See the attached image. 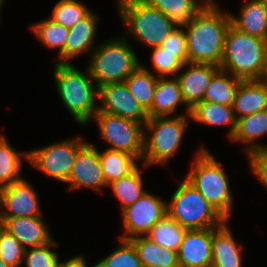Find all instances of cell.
Here are the masks:
<instances>
[{"label":"cell","instance_id":"obj_1","mask_svg":"<svg viewBox=\"0 0 267 267\" xmlns=\"http://www.w3.org/2000/svg\"><path fill=\"white\" fill-rule=\"evenodd\" d=\"M209 0L194 16L185 30L188 62L220 66L223 59L226 32L231 25L230 13Z\"/></svg>","mask_w":267,"mask_h":267},{"label":"cell","instance_id":"obj_2","mask_svg":"<svg viewBox=\"0 0 267 267\" xmlns=\"http://www.w3.org/2000/svg\"><path fill=\"white\" fill-rule=\"evenodd\" d=\"M54 66L53 78L62 104L76 123L88 125L98 112L96 98L99 96V87L88 68L83 73L71 63H56Z\"/></svg>","mask_w":267,"mask_h":267},{"label":"cell","instance_id":"obj_3","mask_svg":"<svg viewBox=\"0 0 267 267\" xmlns=\"http://www.w3.org/2000/svg\"><path fill=\"white\" fill-rule=\"evenodd\" d=\"M267 61V41L244 33L232 24L224 44L220 69L242 80H261Z\"/></svg>","mask_w":267,"mask_h":267},{"label":"cell","instance_id":"obj_4","mask_svg":"<svg viewBox=\"0 0 267 267\" xmlns=\"http://www.w3.org/2000/svg\"><path fill=\"white\" fill-rule=\"evenodd\" d=\"M195 153L191 168L184 178L208 201L226 220H231L233 196L225 168L216 161L208 149L201 146Z\"/></svg>","mask_w":267,"mask_h":267},{"label":"cell","instance_id":"obj_5","mask_svg":"<svg viewBox=\"0 0 267 267\" xmlns=\"http://www.w3.org/2000/svg\"><path fill=\"white\" fill-rule=\"evenodd\" d=\"M127 40L125 35L108 39L96 45L91 53L87 68L98 87L106 83L125 82L141 64Z\"/></svg>","mask_w":267,"mask_h":267},{"label":"cell","instance_id":"obj_6","mask_svg":"<svg viewBox=\"0 0 267 267\" xmlns=\"http://www.w3.org/2000/svg\"><path fill=\"white\" fill-rule=\"evenodd\" d=\"M190 115L149 118L144 125V153L142 164H166L180 149ZM147 132V133H146Z\"/></svg>","mask_w":267,"mask_h":267},{"label":"cell","instance_id":"obj_7","mask_svg":"<svg viewBox=\"0 0 267 267\" xmlns=\"http://www.w3.org/2000/svg\"><path fill=\"white\" fill-rule=\"evenodd\" d=\"M117 4L125 31L145 46H160L174 29L164 13L144 0H117Z\"/></svg>","mask_w":267,"mask_h":267},{"label":"cell","instance_id":"obj_8","mask_svg":"<svg viewBox=\"0 0 267 267\" xmlns=\"http://www.w3.org/2000/svg\"><path fill=\"white\" fill-rule=\"evenodd\" d=\"M167 203V214L187 230L221 226L226 219L185 178Z\"/></svg>","mask_w":267,"mask_h":267},{"label":"cell","instance_id":"obj_9","mask_svg":"<svg viewBox=\"0 0 267 267\" xmlns=\"http://www.w3.org/2000/svg\"><path fill=\"white\" fill-rule=\"evenodd\" d=\"M95 119L100 137L109 146L107 149L126 152L142 162L144 153V125L103 112H97Z\"/></svg>","mask_w":267,"mask_h":267},{"label":"cell","instance_id":"obj_10","mask_svg":"<svg viewBox=\"0 0 267 267\" xmlns=\"http://www.w3.org/2000/svg\"><path fill=\"white\" fill-rule=\"evenodd\" d=\"M77 136L39 149L29 150L28 162L37 170L67 183L75 163L78 151L87 143Z\"/></svg>","mask_w":267,"mask_h":267},{"label":"cell","instance_id":"obj_11","mask_svg":"<svg viewBox=\"0 0 267 267\" xmlns=\"http://www.w3.org/2000/svg\"><path fill=\"white\" fill-rule=\"evenodd\" d=\"M124 234L119 238L130 240L147 236L153 226L167 215V202L146 191L135 203L121 211Z\"/></svg>","mask_w":267,"mask_h":267},{"label":"cell","instance_id":"obj_12","mask_svg":"<svg viewBox=\"0 0 267 267\" xmlns=\"http://www.w3.org/2000/svg\"><path fill=\"white\" fill-rule=\"evenodd\" d=\"M98 112H103L137 123L146 124L148 113L142 108L136 98L130 93L125 82L106 83L99 87Z\"/></svg>","mask_w":267,"mask_h":267},{"label":"cell","instance_id":"obj_13","mask_svg":"<svg viewBox=\"0 0 267 267\" xmlns=\"http://www.w3.org/2000/svg\"><path fill=\"white\" fill-rule=\"evenodd\" d=\"M67 183H69L70 190L90 188L100 192L107 187L98 150L90 142L78 151Z\"/></svg>","mask_w":267,"mask_h":267},{"label":"cell","instance_id":"obj_14","mask_svg":"<svg viewBox=\"0 0 267 267\" xmlns=\"http://www.w3.org/2000/svg\"><path fill=\"white\" fill-rule=\"evenodd\" d=\"M35 188L25 179L2 188L0 218L41 216Z\"/></svg>","mask_w":267,"mask_h":267},{"label":"cell","instance_id":"obj_15","mask_svg":"<svg viewBox=\"0 0 267 267\" xmlns=\"http://www.w3.org/2000/svg\"><path fill=\"white\" fill-rule=\"evenodd\" d=\"M212 239L213 228L186 230L177 252L179 266H211Z\"/></svg>","mask_w":267,"mask_h":267},{"label":"cell","instance_id":"obj_16","mask_svg":"<svg viewBox=\"0 0 267 267\" xmlns=\"http://www.w3.org/2000/svg\"><path fill=\"white\" fill-rule=\"evenodd\" d=\"M184 67L187 69L179 72L175 77L178 80L183 100L191 109L195 104L203 101L207 86L220 67L209 63L191 62L185 63Z\"/></svg>","mask_w":267,"mask_h":267},{"label":"cell","instance_id":"obj_17","mask_svg":"<svg viewBox=\"0 0 267 267\" xmlns=\"http://www.w3.org/2000/svg\"><path fill=\"white\" fill-rule=\"evenodd\" d=\"M99 15L91 11L85 18L77 22L69 29L68 38L64 50L57 56L56 63H70L76 57L93 52L96 39L97 25L100 22ZM93 46V47H92Z\"/></svg>","mask_w":267,"mask_h":267},{"label":"cell","instance_id":"obj_18","mask_svg":"<svg viewBox=\"0 0 267 267\" xmlns=\"http://www.w3.org/2000/svg\"><path fill=\"white\" fill-rule=\"evenodd\" d=\"M43 219L42 216L0 218V225L28 249L45 245L53 240Z\"/></svg>","mask_w":267,"mask_h":267},{"label":"cell","instance_id":"obj_19","mask_svg":"<svg viewBox=\"0 0 267 267\" xmlns=\"http://www.w3.org/2000/svg\"><path fill=\"white\" fill-rule=\"evenodd\" d=\"M267 134V109L237 119L236 130L230 140L245 144L246 156L267 151V145L258 139ZM257 141V142H256Z\"/></svg>","mask_w":267,"mask_h":267},{"label":"cell","instance_id":"obj_20","mask_svg":"<svg viewBox=\"0 0 267 267\" xmlns=\"http://www.w3.org/2000/svg\"><path fill=\"white\" fill-rule=\"evenodd\" d=\"M179 104L184 105L186 115H190V108L183 100L177 78L158 77L149 118L172 116Z\"/></svg>","mask_w":267,"mask_h":267},{"label":"cell","instance_id":"obj_21","mask_svg":"<svg viewBox=\"0 0 267 267\" xmlns=\"http://www.w3.org/2000/svg\"><path fill=\"white\" fill-rule=\"evenodd\" d=\"M232 109L236 120L267 109V84L262 80H242Z\"/></svg>","mask_w":267,"mask_h":267},{"label":"cell","instance_id":"obj_22","mask_svg":"<svg viewBox=\"0 0 267 267\" xmlns=\"http://www.w3.org/2000/svg\"><path fill=\"white\" fill-rule=\"evenodd\" d=\"M226 220L213 228L212 263L213 267H242V245H237Z\"/></svg>","mask_w":267,"mask_h":267},{"label":"cell","instance_id":"obj_23","mask_svg":"<svg viewBox=\"0 0 267 267\" xmlns=\"http://www.w3.org/2000/svg\"><path fill=\"white\" fill-rule=\"evenodd\" d=\"M240 15L231 16L238 30L267 41V7L260 0H249L240 8Z\"/></svg>","mask_w":267,"mask_h":267},{"label":"cell","instance_id":"obj_24","mask_svg":"<svg viewBox=\"0 0 267 267\" xmlns=\"http://www.w3.org/2000/svg\"><path fill=\"white\" fill-rule=\"evenodd\" d=\"M153 8L164 13L173 24L174 29L186 30L194 16L209 0H144Z\"/></svg>","mask_w":267,"mask_h":267},{"label":"cell","instance_id":"obj_25","mask_svg":"<svg viewBox=\"0 0 267 267\" xmlns=\"http://www.w3.org/2000/svg\"><path fill=\"white\" fill-rule=\"evenodd\" d=\"M190 119L193 122L209 126H229V139L236 130V118L232 106H226L214 102L202 101L190 109Z\"/></svg>","mask_w":267,"mask_h":267},{"label":"cell","instance_id":"obj_26","mask_svg":"<svg viewBox=\"0 0 267 267\" xmlns=\"http://www.w3.org/2000/svg\"><path fill=\"white\" fill-rule=\"evenodd\" d=\"M143 267H180L177 251L162 247L147 236L131 238Z\"/></svg>","mask_w":267,"mask_h":267},{"label":"cell","instance_id":"obj_27","mask_svg":"<svg viewBox=\"0 0 267 267\" xmlns=\"http://www.w3.org/2000/svg\"><path fill=\"white\" fill-rule=\"evenodd\" d=\"M158 77L145 65H139L126 79L130 93L148 113L153 104V97Z\"/></svg>","mask_w":267,"mask_h":267},{"label":"cell","instance_id":"obj_28","mask_svg":"<svg viewBox=\"0 0 267 267\" xmlns=\"http://www.w3.org/2000/svg\"><path fill=\"white\" fill-rule=\"evenodd\" d=\"M101 168L107 186L131 173L139 162L133 155L126 152L105 149L98 151Z\"/></svg>","mask_w":267,"mask_h":267},{"label":"cell","instance_id":"obj_29","mask_svg":"<svg viewBox=\"0 0 267 267\" xmlns=\"http://www.w3.org/2000/svg\"><path fill=\"white\" fill-rule=\"evenodd\" d=\"M25 158L29 160V152H17L5 136H0V186L2 188L23 179L20 175H22V160Z\"/></svg>","mask_w":267,"mask_h":267},{"label":"cell","instance_id":"obj_30","mask_svg":"<svg viewBox=\"0 0 267 267\" xmlns=\"http://www.w3.org/2000/svg\"><path fill=\"white\" fill-rule=\"evenodd\" d=\"M242 79L219 69L207 86L203 101L232 106L237 88Z\"/></svg>","mask_w":267,"mask_h":267},{"label":"cell","instance_id":"obj_31","mask_svg":"<svg viewBox=\"0 0 267 267\" xmlns=\"http://www.w3.org/2000/svg\"><path fill=\"white\" fill-rule=\"evenodd\" d=\"M142 172L137 166L131 173L108 185L120 201L121 211L135 203L144 193Z\"/></svg>","mask_w":267,"mask_h":267},{"label":"cell","instance_id":"obj_32","mask_svg":"<svg viewBox=\"0 0 267 267\" xmlns=\"http://www.w3.org/2000/svg\"><path fill=\"white\" fill-rule=\"evenodd\" d=\"M186 230L167 214L153 226L147 237L162 247L178 252Z\"/></svg>","mask_w":267,"mask_h":267},{"label":"cell","instance_id":"obj_33","mask_svg":"<svg viewBox=\"0 0 267 267\" xmlns=\"http://www.w3.org/2000/svg\"><path fill=\"white\" fill-rule=\"evenodd\" d=\"M34 35L46 48L58 49L59 55L65 48L69 29L55 22L50 17L40 20L31 26Z\"/></svg>","mask_w":267,"mask_h":267},{"label":"cell","instance_id":"obj_34","mask_svg":"<svg viewBox=\"0 0 267 267\" xmlns=\"http://www.w3.org/2000/svg\"><path fill=\"white\" fill-rule=\"evenodd\" d=\"M95 267H143L138 252L130 240L119 238V247L99 260Z\"/></svg>","mask_w":267,"mask_h":267},{"label":"cell","instance_id":"obj_35","mask_svg":"<svg viewBox=\"0 0 267 267\" xmlns=\"http://www.w3.org/2000/svg\"><path fill=\"white\" fill-rule=\"evenodd\" d=\"M84 4L78 0H59L53 7L50 18L70 29L91 12Z\"/></svg>","mask_w":267,"mask_h":267},{"label":"cell","instance_id":"obj_36","mask_svg":"<svg viewBox=\"0 0 267 267\" xmlns=\"http://www.w3.org/2000/svg\"><path fill=\"white\" fill-rule=\"evenodd\" d=\"M151 62L153 71L157 77H175L184 68V62L178 57V52L166 51L157 46L152 47Z\"/></svg>","mask_w":267,"mask_h":267},{"label":"cell","instance_id":"obj_37","mask_svg":"<svg viewBox=\"0 0 267 267\" xmlns=\"http://www.w3.org/2000/svg\"><path fill=\"white\" fill-rule=\"evenodd\" d=\"M58 246V244L52 240L51 242L38 247L25 249L24 252V267H58L59 265V253L54 252L51 248Z\"/></svg>","mask_w":267,"mask_h":267},{"label":"cell","instance_id":"obj_38","mask_svg":"<svg viewBox=\"0 0 267 267\" xmlns=\"http://www.w3.org/2000/svg\"><path fill=\"white\" fill-rule=\"evenodd\" d=\"M25 248L20 241L0 225V257L10 267H20Z\"/></svg>","mask_w":267,"mask_h":267},{"label":"cell","instance_id":"obj_39","mask_svg":"<svg viewBox=\"0 0 267 267\" xmlns=\"http://www.w3.org/2000/svg\"><path fill=\"white\" fill-rule=\"evenodd\" d=\"M160 47L166 49V51L178 52V57L184 63L188 62L187 37L185 30L173 29Z\"/></svg>","mask_w":267,"mask_h":267},{"label":"cell","instance_id":"obj_40","mask_svg":"<svg viewBox=\"0 0 267 267\" xmlns=\"http://www.w3.org/2000/svg\"><path fill=\"white\" fill-rule=\"evenodd\" d=\"M247 157L252 174L267 188V151L253 153Z\"/></svg>","mask_w":267,"mask_h":267},{"label":"cell","instance_id":"obj_41","mask_svg":"<svg viewBox=\"0 0 267 267\" xmlns=\"http://www.w3.org/2000/svg\"><path fill=\"white\" fill-rule=\"evenodd\" d=\"M58 267H88V265L82 255H77L64 262H59ZM91 267H95V265Z\"/></svg>","mask_w":267,"mask_h":267},{"label":"cell","instance_id":"obj_42","mask_svg":"<svg viewBox=\"0 0 267 267\" xmlns=\"http://www.w3.org/2000/svg\"><path fill=\"white\" fill-rule=\"evenodd\" d=\"M261 80L267 84V61H266V67H265V71H264V75L263 77L261 78Z\"/></svg>","mask_w":267,"mask_h":267},{"label":"cell","instance_id":"obj_43","mask_svg":"<svg viewBox=\"0 0 267 267\" xmlns=\"http://www.w3.org/2000/svg\"><path fill=\"white\" fill-rule=\"evenodd\" d=\"M0 267H10V266L7 265L0 257Z\"/></svg>","mask_w":267,"mask_h":267},{"label":"cell","instance_id":"obj_44","mask_svg":"<svg viewBox=\"0 0 267 267\" xmlns=\"http://www.w3.org/2000/svg\"><path fill=\"white\" fill-rule=\"evenodd\" d=\"M1 203H2V187L0 186V216H1Z\"/></svg>","mask_w":267,"mask_h":267},{"label":"cell","instance_id":"obj_45","mask_svg":"<svg viewBox=\"0 0 267 267\" xmlns=\"http://www.w3.org/2000/svg\"><path fill=\"white\" fill-rule=\"evenodd\" d=\"M5 2H6V0H0V11L2 10L1 8H3V4H5Z\"/></svg>","mask_w":267,"mask_h":267},{"label":"cell","instance_id":"obj_46","mask_svg":"<svg viewBox=\"0 0 267 267\" xmlns=\"http://www.w3.org/2000/svg\"><path fill=\"white\" fill-rule=\"evenodd\" d=\"M267 7V0H260Z\"/></svg>","mask_w":267,"mask_h":267}]
</instances>
